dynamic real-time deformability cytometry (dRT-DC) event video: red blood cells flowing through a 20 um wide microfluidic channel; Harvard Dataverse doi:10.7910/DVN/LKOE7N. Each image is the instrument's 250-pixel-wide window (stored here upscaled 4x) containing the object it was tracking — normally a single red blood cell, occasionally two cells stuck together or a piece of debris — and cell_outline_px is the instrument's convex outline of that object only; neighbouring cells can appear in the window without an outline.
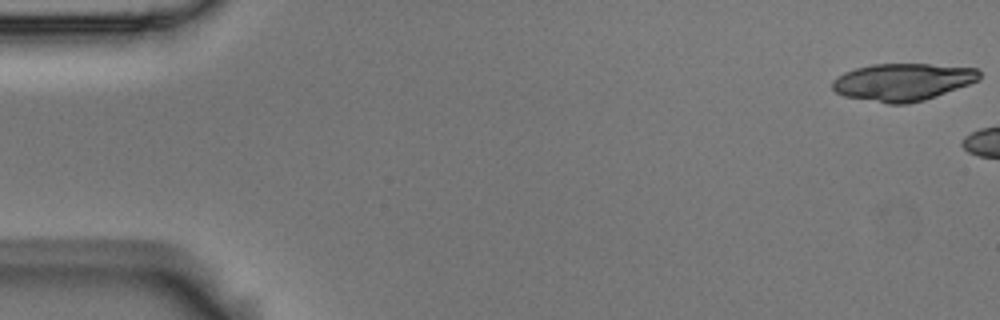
{"species": "Egyptian fruit bat (a non-hibernating species)", "species_latin": "Rousettus aegyptiacus", "temperature_condition": "room temperature", "stored_images_in_passage": 5, "camera_frame_rate_fps": 3000, "um_per_image_px": 0.085, "animal": {"sex": "male"}, "frame": {"image": 1, "passage_image": 1, "time_ms": 0.0, "image_size_px": [1000, 320], "cell_outline_px": [[980, 80], [936, 96], [924, 100], [908, 104], [888, 104], [844, 96], [836, 92], [832, 88], [832, 80], [844, 72], [856, 68], [872, 64], [928, 64], [976, 68], [980, 72]], "centroid_in_image_um": [76.72, 6.97], "position_along_channel_um": 8.3, "area_um2": 32.02}}